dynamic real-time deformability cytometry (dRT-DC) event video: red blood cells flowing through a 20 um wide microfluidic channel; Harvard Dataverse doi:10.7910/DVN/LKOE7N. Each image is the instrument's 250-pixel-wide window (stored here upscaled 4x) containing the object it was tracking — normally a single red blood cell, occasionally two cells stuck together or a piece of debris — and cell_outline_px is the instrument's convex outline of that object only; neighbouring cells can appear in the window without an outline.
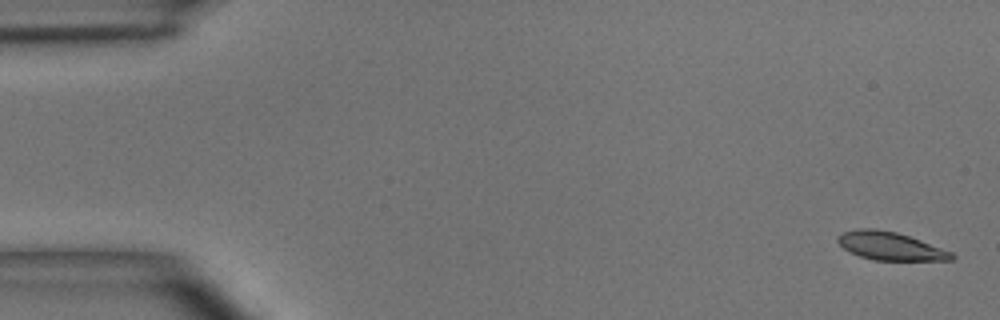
{"species": "common noctule bat (a hibernating species)", "species_latin": "Nyctalus noctula", "temperature_condition": "room temperature", "stored_images_in_passage": 6, "camera_frame_rate_fps": 3000, "um_per_image_px": 0.085, "animal": {"sex": "male", "body_mass_g": 15.6}, "frame": {"image": 1, "passage_image": 1, "time_ms": 0.0, "image_size_px": [1000, 320], "cell_outline_px": [[956, 256], [952, 260], [872, 260], [860, 256], [844, 248], [836, 240], [836, 236], [844, 232], [856, 228], [876, 228], [896, 232], [920, 240], [952, 252]], "centroid_in_image_um": [75.65, 20.9], "position_along_channel_um": 9.3, "area_um2": 18.55}}
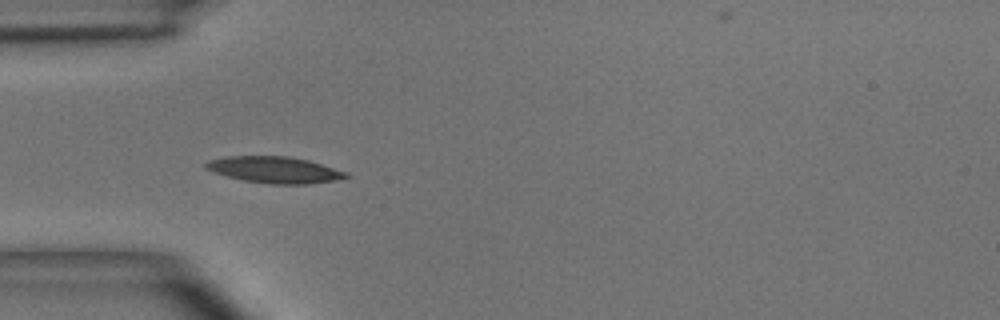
{"frame": {"image": 2, "passage_image": 5, "time_ms": 4.667, "image_size_px": [1000, 320], "cell_outline_px": [[348, 176], [336, 180], [308, 184], [268, 184], [244, 180], [212, 172], [204, 168], [204, 164], [208, 160], [224, 156], [288, 156], [308, 160], [348, 172]], "centroid_in_image_um": [23.3, 14.43], "position_along_channel_um": 61.7, "area_um2": 21.62}}
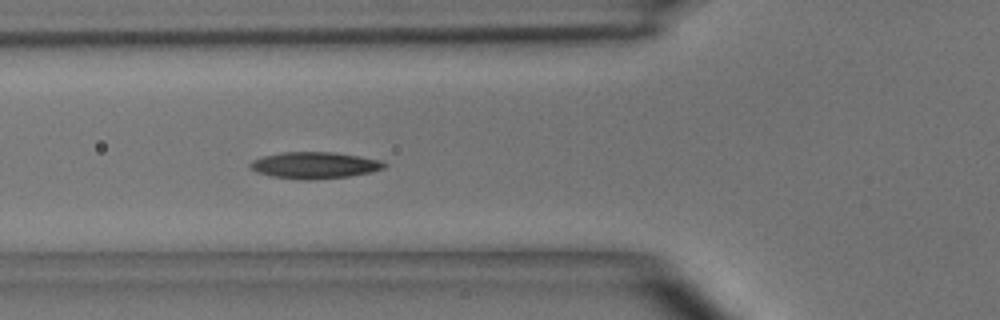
{"frame": {"image": 3, "passage_image": 6, "time_ms": 5.667, "image_size_px": [1000, 320], "cell_outline_px": [[388, 164], [384, 168], [368, 172], [348, 176], [312, 180], [300, 180], [272, 176], [256, 172], [248, 168], [248, 164], [252, 160], [264, 156], [280, 152], [332, 152], [360, 156], [380, 160]], "centroid_in_image_um": [26.69, 14.04], "position_along_channel_um": 99.1, "area_um2": 20.81}}